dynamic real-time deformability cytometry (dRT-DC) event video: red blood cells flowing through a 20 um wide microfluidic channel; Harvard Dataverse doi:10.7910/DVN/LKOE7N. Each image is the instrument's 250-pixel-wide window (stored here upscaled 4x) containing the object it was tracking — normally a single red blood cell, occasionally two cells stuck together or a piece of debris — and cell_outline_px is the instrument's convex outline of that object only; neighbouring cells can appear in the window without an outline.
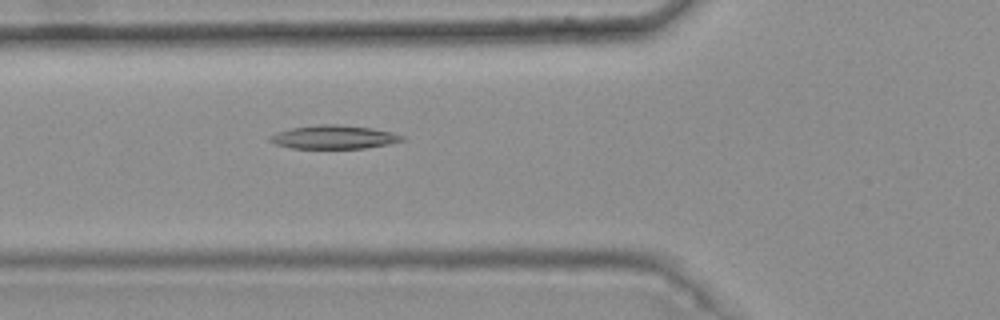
{"species": "common noctule bat (a hibernating species)", "species_latin": "Nyctalus noctula", "temperature_condition": "warm", "stored_images_in_passage": 5, "camera_frame_rate_fps": 3000, "um_per_image_px": 0.085, "animal": {"sex": "female", "body_mass_g": 25.1}, "frame": {"image": 1, "passage_image": 5, "time_ms": 1.333, "image_size_px": [1000, 320], "cell_outline_px": [[404, 140], [388, 144], [364, 148], [292, 148], [276, 144], [268, 140], [268, 136], [276, 132], [292, 128], [320, 124], [336, 124], [372, 128], [392, 132], [404, 136]], "centroid_in_image_um": [28.36, 11.65], "position_along_channel_um": 97.4, "area_um2": 18.03}}